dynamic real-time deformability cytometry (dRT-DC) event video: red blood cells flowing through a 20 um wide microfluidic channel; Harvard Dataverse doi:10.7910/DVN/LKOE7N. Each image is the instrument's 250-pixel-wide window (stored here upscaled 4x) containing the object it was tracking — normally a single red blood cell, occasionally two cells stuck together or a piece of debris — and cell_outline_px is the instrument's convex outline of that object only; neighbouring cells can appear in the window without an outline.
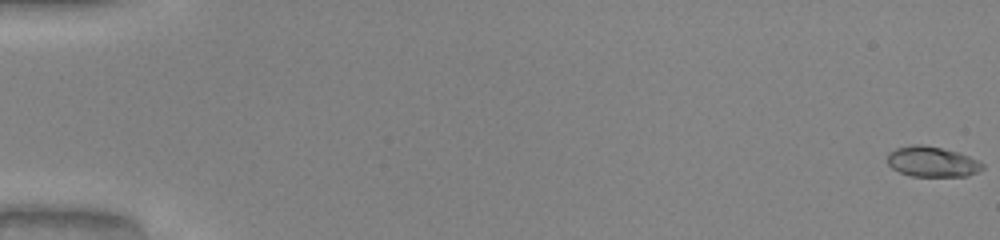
{"species": "common noctule bat (a hibernating species)", "species_latin": "Nyctalus noctula", "temperature_condition": "warm", "stored_images_in_passage": 52, "camera_frame_rate_fps": 3000, "um_per_image_px": 0.085, "animal": {"sex": "male", "body_mass_g": 20.0, "forearm_length_mm": 53.3}, "frame": {"image": 1, "passage_image": 1, "time_ms": 0.0, "image_size_px": [1000, 240], "cell_outline_px": [[984, 168], [968, 176], [912, 176], [900, 172], [892, 168], [888, 164], [888, 152], [896, 148], [912, 144], [924, 144], [956, 152], [968, 156], [984, 164]], "centroid_in_image_um": [79.2, 13.74], "position_along_channel_um": 5.8, "area_um2": 16.7}}
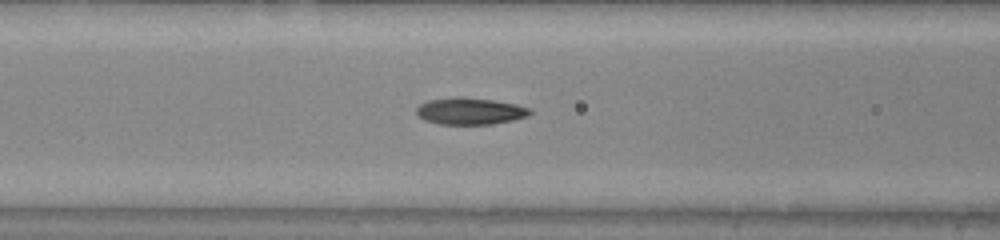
{"frame": {"image": 2, "passage_image": 23, "time_ms": 7.333, "image_size_px": [1000, 240], "cell_outline_px": [[532, 112], [528, 116], [512, 120], [492, 124], [440, 124], [424, 120], [416, 116], [416, 108], [420, 104], [428, 100], [456, 96], [460, 96], [492, 100], [516, 104], [532, 108]], "centroid_in_image_um": [39.94, 9.44], "position_along_channel_um": 126.7, "area_um2": 17.92}}
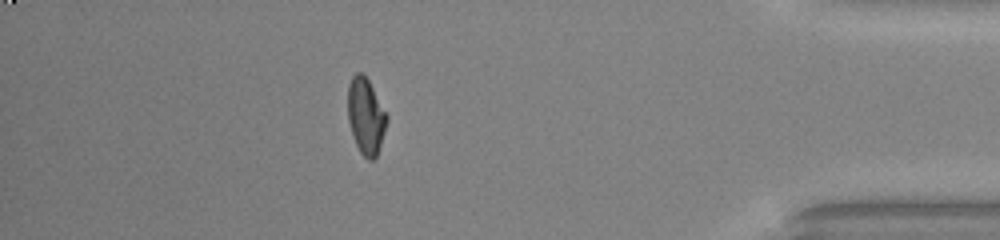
{"frame": {"image": 3, "passage_image": 46, "time_ms": 15.0, "image_size_px": [1000, 240], "cell_outline_px": [[388, 120], [376, 156], [372, 160], [368, 160], [360, 152], [356, 144], [348, 120], [348, 84], [352, 76], [356, 72], [364, 72], [388, 116]], "centroid_in_image_um": [31.09, 9.83], "position_along_channel_um": 404.1, "area_um2": 17.17}, "authors_computed_cell_mechanics": {"area_um2": 17.1666, "velocity_mm_per_s": 4.1371, "shape_relaxation_time_tau1_ms": 4.7404, "shape_relaxation_time_tau2_ms": 1.4184, "deformation_change_tau1": 0.2149, "deformation_change_tau2": 0.0685}}